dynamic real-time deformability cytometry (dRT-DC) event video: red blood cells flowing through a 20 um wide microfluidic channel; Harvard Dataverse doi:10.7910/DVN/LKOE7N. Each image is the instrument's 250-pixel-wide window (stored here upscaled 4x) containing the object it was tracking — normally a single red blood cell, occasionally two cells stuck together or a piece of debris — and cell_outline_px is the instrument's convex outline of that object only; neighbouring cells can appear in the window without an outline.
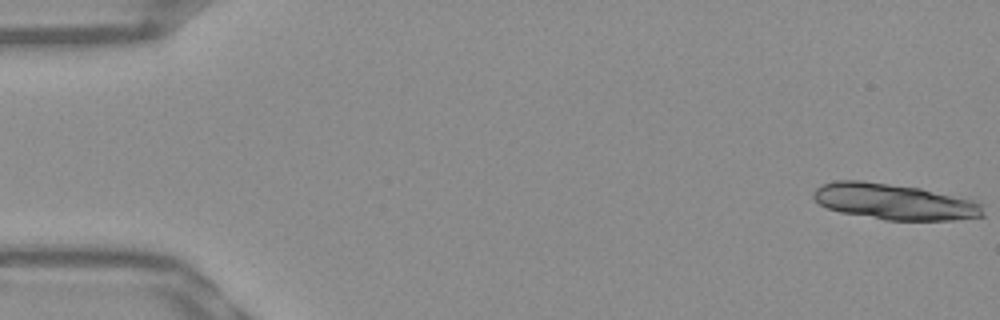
{"species": "Egyptian fruit bat (a non-hibernating species)", "species_latin": "Rousettus aegyptiacus", "temperature_condition": "warm", "stored_images_in_passage": 52, "segment_of_instrument_passage": [1, 2], "camera_frame_rate_fps": 3000, "um_per_image_px": 0.085, "frame": {"image": 1, "passage_image": 1, "time_ms": 0.0, "image_size_px": [1000, 320], "cell_outline_px": [[984, 216], [952, 220], [884, 220], [840, 212], [828, 208], [820, 204], [812, 196], [816, 188], [820, 184], [832, 180], [860, 180], [920, 188], [976, 200], [984, 204]], "centroid_in_image_um": [76.03, 17.14], "position_along_channel_um": 9.0, "area_um2": 35.78}}